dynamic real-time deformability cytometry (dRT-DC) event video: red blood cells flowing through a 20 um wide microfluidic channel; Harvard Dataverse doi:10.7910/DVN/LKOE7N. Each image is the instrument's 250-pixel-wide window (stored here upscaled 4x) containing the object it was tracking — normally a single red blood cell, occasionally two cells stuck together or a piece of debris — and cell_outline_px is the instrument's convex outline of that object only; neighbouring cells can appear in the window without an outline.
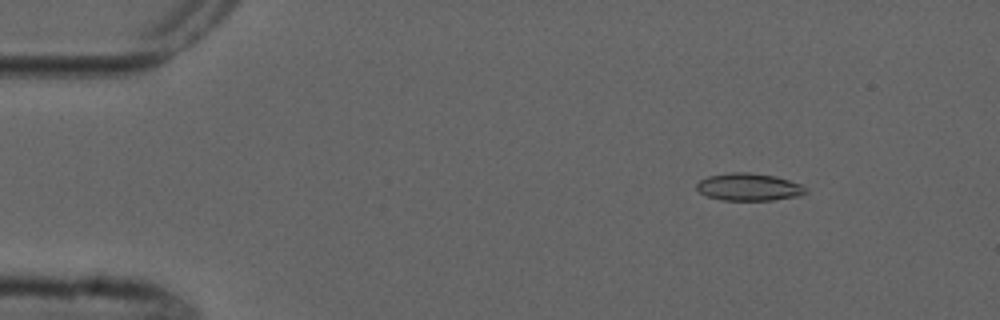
{"species": "common noctule bat (a hibernating species)", "species_latin": "Nyctalus noctula", "temperature_condition": "cold", "stored_images_in_passage": 8, "camera_frame_rate_fps": 3000, "um_per_image_px": 0.085, "animal": {"sex": "male", "forearm_length_mm": 52.5}, "frame": {"image": 1, "passage_image": 2, "time_ms": 1.0, "image_size_px": [1000, 320], "cell_outline_px": [[808, 192], [800, 196], [772, 200], [720, 200], [708, 196], [700, 192], [696, 188], [696, 184], [700, 180], [708, 176], [732, 172], [748, 172], [776, 176], [804, 184], [808, 188]], "centroid_in_image_um": [63.72, 15.89], "position_along_channel_um": 21.3, "area_um2": 17.69}}
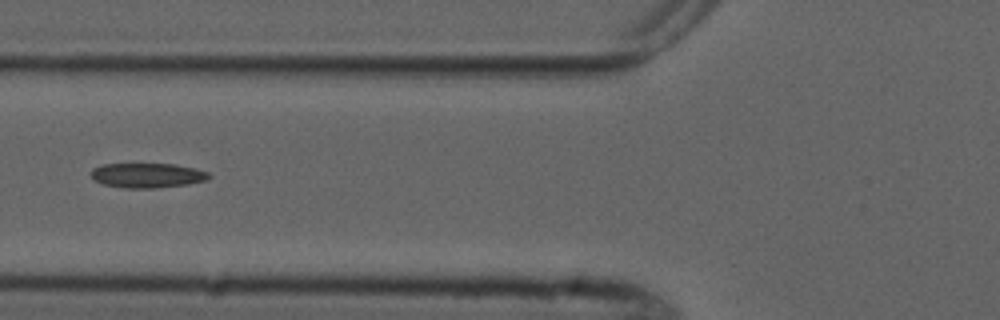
{"frame": {"image": 2, "passage_image": 5, "time_ms": 5.667, "image_size_px": [1000, 320], "cell_outline_px": [[212, 176], [208, 180], [188, 184], [156, 188], [124, 188], [104, 184], [96, 180], [92, 176], [92, 168], [100, 164], [176, 164], [196, 168], [208, 172]], "centroid_in_image_um": [12.57, 14.9], "position_along_channel_um": 113.2, "area_um2": 17.05}}
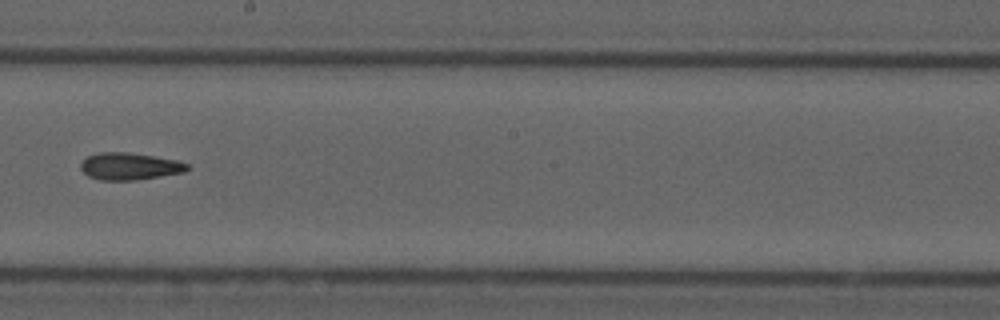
{"frame": {"image": 3, "passage_image": 8, "time_ms": 9.0, "image_size_px": [1000, 320], "cell_outline_px": [[192, 168], [184, 172], [136, 180], [100, 180], [88, 176], [80, 168], [80, 164], [88, 156], [100, 152], [128, 152], [176, 160], [188, 164]], "centroid_in_image_um": [11.02, 14.14], "position_along_channel_um": 237.2, "area_um2": 16.76}}